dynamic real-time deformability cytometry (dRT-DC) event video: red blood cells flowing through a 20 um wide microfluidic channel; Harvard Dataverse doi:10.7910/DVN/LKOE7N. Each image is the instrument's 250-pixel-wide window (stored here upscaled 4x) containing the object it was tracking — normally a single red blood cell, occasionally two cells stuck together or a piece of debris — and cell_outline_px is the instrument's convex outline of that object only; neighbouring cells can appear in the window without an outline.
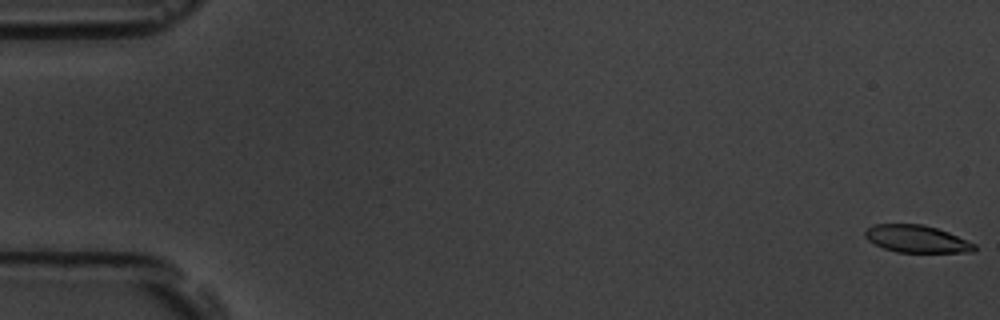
{"species": "common noctule bat (a hibernating species)", "species_latin": "Nyctalus noctula", "temperature_condition": "room temperature", "stored_images_in_passage": 6, "camera_frame_rate_fps": 3000, "um_per_image_px": 0.085, "animal": {"sex": "male", "body_mass_g": 19.5, "forearm_length_mm": 54.6}, "frame": {"image": 1, "passage_image": 1, "time_ms": 0.0, "image_size_px": [1000, 320], "cell_outline_px": [[976, 248], [972, 252], [896, 252], [884, 248], [868, 240], [864, 236], [864, 232], [872, 224], [924, 224], [948, 232], [976, 244]], "centroid_in_image_um": [77.91, 20.3], "position_along_channel_um": 7.1, "area_um2": 17.34}}
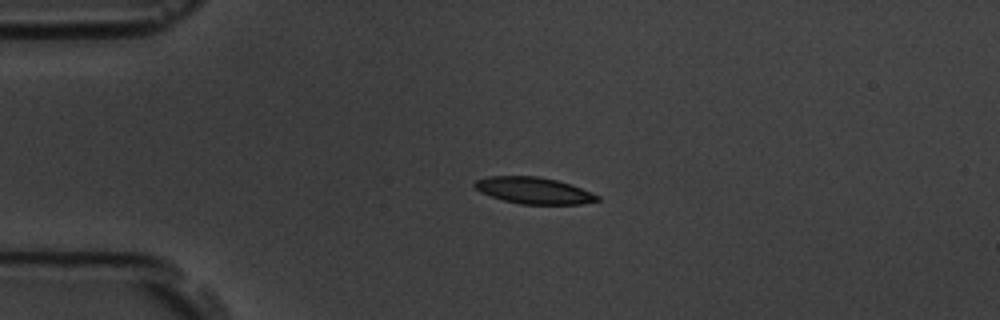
{"frame": {"image": 2, "passage_image": 4, "time_ms": 4.333, "image_size_px": [1000, 320], "cell_outline_px": [[600, 200], [580, 204], [520, 204], [504, 200], [480, 192], [472, 184], [476, 180], [488, 176], [536, 176], [556, 180], [580, 188], [600, 196]], "centroid_in_image_um": [45.34, 16.19], "position_along_channel_um": 39.7, "area_um2": 18.73}}
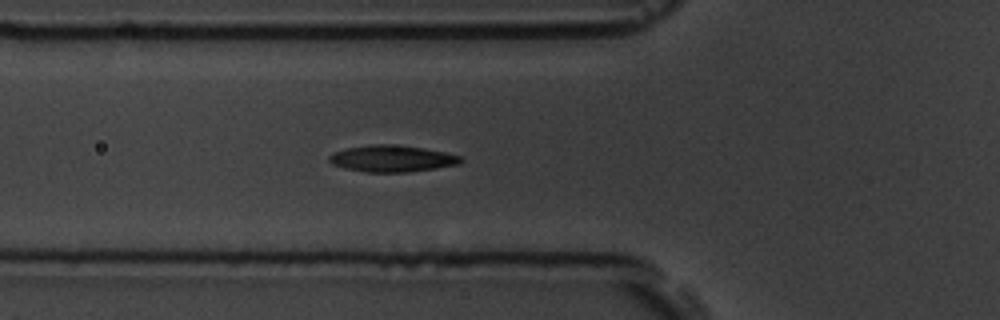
{"frame": {"image": 3, "passage_image": 6, "time_ms": 6.667, "image_size_px": [1000, 320], "cell_outline_px": [[464, 160], [460, 164], [436, 168], [408, 172], [364, 172], [344, 168], [332, 164], [328, 160], [328, 156], [332, 152], [348, 148], [372, 144], [388, 144], [424, 148], [444, 152], [460, 156]], "centroid_in_image_um": [33.3, 13.48], "position_along_channel_um": 92.5, "area_um2": 20.4}}